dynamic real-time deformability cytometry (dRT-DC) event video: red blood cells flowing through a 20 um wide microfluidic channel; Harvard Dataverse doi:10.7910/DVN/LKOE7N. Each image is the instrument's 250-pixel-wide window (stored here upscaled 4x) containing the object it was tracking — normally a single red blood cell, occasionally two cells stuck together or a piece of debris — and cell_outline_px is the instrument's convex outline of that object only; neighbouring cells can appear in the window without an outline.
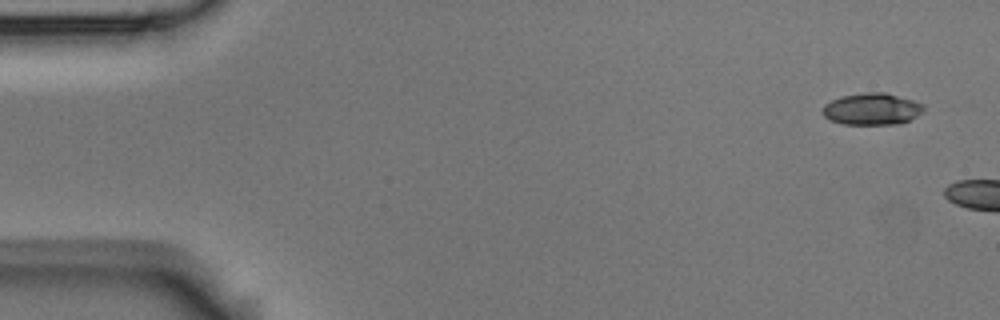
{"species": "Egyptian fruit bat (a non-hibernating species)", "species_latin": "Rousettus aegyptiacus", "temperature_condition": "room temperature", "stored_images_in_passage": 3, "camera_frame_rate_fps": 3000, "um_per_image_px": 0.085, "animal": {"sex": "male"}, "frame": {"image": 1, "passage_image": 1, "time_ms": 0.0, "image_size_px": [1000, 320], "cell_outline_px": [[924, 112], [900, 124], [844, 124], [832, 120], [824, 116], [824, 104], [840, 96], [864, 92], [884, 92], [912, 100], [924, 104]], "centroid_in_image_um": [74.14, 9.26], "position_along_channel_um": 10.9, "area_um2": 18.61}}